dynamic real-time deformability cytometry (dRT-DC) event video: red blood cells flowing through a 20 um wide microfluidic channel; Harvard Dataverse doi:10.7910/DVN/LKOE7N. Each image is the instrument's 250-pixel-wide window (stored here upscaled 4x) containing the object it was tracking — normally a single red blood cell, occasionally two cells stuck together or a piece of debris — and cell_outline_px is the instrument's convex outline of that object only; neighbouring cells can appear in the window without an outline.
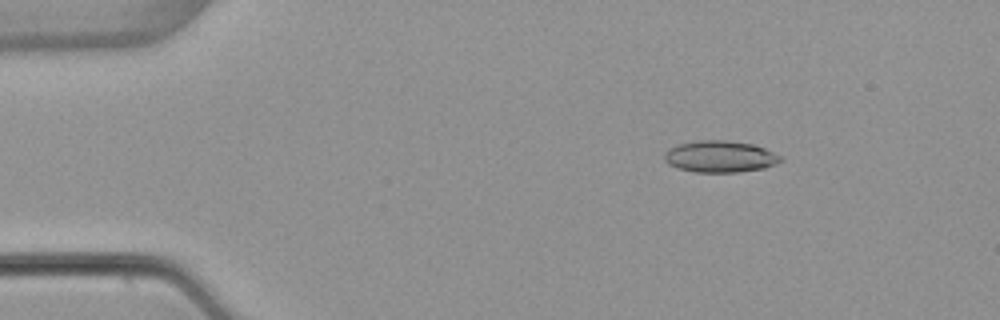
{"species": "common noctule bat (a hibernating species)", "species_latin": "Nyctalus noctula", "temperature_condition": "warm", "stored_images_in_passage": 5, "camera_frame_rate_fps": 3000, "um_per_image_px": 0.085, "animal": {"sex": "female", "body_mass_g": 22.7, "forearm_length_mm": 54.2}, "frame": {"image": 1, "passage_image": 3, "time_ms": 2.333, "image_size_px": [1000, 320], "cell_outline_px": [[784, 160], [776, 164], [764, 168], [736, 172], [696, 172], [676, 168], [668, 164], [664, 160], [664, 152], [676, 144], [696, 140], [728, 140], [752, 144], [764, 148], [780, 156]], "centroid_in_image_um": [61.16, 13.3], "position_along_channel_um": 23.8, "area_um2": 21.56}}